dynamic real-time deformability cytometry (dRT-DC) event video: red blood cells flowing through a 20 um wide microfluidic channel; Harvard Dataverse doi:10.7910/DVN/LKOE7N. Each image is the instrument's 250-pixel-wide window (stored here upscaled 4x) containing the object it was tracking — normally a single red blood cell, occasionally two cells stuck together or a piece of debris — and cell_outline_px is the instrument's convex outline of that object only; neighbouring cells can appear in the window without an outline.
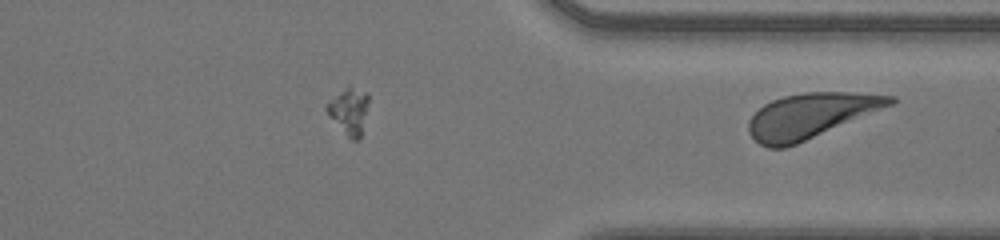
{"species": "human", "species_latin": "Homo sapiens", "temperature_condition": "warm", "stored_images_in_passage": 41, "camera_frame_rate_fps": 3000, "um_per_image_px": 0.085, "donor": {"sex": "female"}, "frame": {"image": 1, "passage_image": 41, "time_ms": 13.333, "image_size_px": [1000, 240], "cell_outline_px": [[896, 100], [892, 104], [796, 144], [784, 148], [768, 148], [760, 144], [748, 132], [748, 120], [764, 104], [772, 100], [784, 96], [804, 92], [848, 92], [896, 96]], "centroid_in_image_um": [68.86, 9.82], "position_along_channel_um": 342.5, "area_um2": 36.36}}